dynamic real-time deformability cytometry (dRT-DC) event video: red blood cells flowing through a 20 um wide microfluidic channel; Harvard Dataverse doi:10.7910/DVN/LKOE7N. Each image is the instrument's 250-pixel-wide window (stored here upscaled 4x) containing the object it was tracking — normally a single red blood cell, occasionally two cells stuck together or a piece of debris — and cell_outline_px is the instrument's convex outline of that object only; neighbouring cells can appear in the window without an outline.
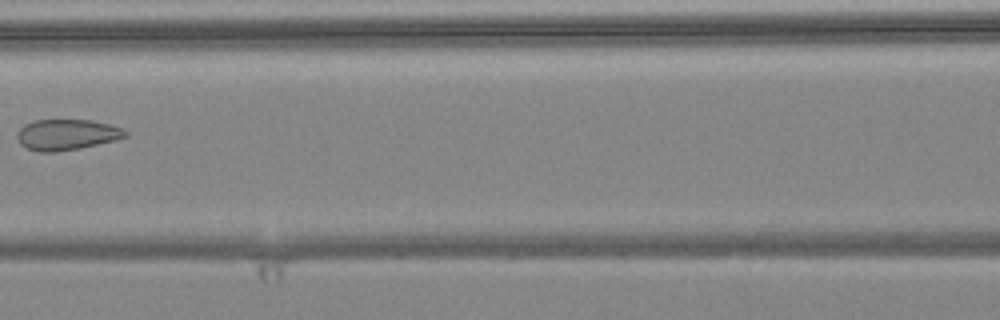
{"species": "common noctule bat (a hibernating species)", "species_latin": "Nyctalus noctula", "temperature_condition": "warm", "stored_images_in_passage": 8, "camera_frame_rate_fps": 3000, "um_per_image_px": 0.085, "animal": {"sex": "female", "body_mass_g": 24.6, "forearm_length_mm": 56.2}, "frame": {"image": 1, "passage_image": 7, "time_ms": 2.0, "image_size_px": [1000, 320], "cell_outline_px": [[128, 136], [116, 140], [80, 148], [56, 152], [40, 152], [28, 148], [20, 144], [16, 136], [16, 132], [24, 124], [36, 120], [92, 120], [124, 128], [128, 132]], "centroid_in_image_um": [5.68, 11.44], "position_along_channel_um": 160.9, "area_um2": 19.54}}
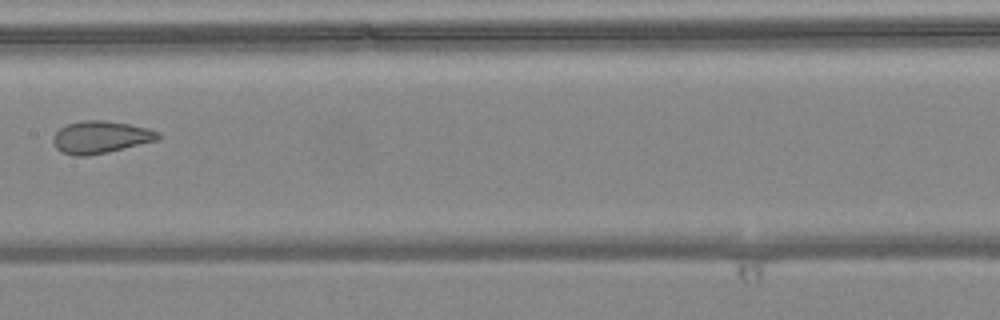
{"frame": {"image": 2, "passage_image": 8, "time_ms": 2.333, "image_size_px": [1000, 320], "cell_outline_px": [[160, 136], [156, 140], [108, 152], [88, 156], [72, 156], [60, 152], [56, 148], [52, 140], [52, 136], [60, 128], [68, 124], [80, 120], [104, 120], [128, 124], [148, 128], [156, 132]], "centroid_in_image_um": [8.47, 11.66], "position_along_channel_um": 198.9, "area_um2": 19.71}}